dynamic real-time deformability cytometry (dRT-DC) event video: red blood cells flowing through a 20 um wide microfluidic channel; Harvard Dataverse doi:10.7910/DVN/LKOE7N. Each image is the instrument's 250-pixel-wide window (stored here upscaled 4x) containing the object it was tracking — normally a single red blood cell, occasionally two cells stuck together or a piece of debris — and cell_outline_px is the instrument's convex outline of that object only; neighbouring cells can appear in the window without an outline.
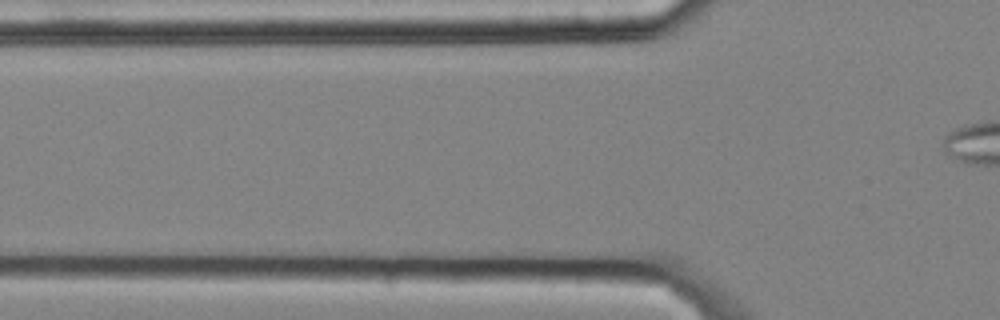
{"species": "common noctule bat (a hibernating species)", "species_latin": "Nyctalus noctula", "temperature_condition": "cold", "stored_images_in_passage": 3, "camera_frame_rate_fps": 3000, "um_per_image_px": 0.085, "animal": {"sex": "male", "body_mass_g": 20.4}, "frame": {"image": 1, "passage_image": 2, "time_ms": 0.333, "image_size_px": [1000, 320], "cell_outline_px": [[628, 236], [620, 244], [608, 244], [464, 240], [448, 236], [444, 232], [456, 228], [544, 228], [608, 232]], "centroid_in_image_um": [45.6, 20.02], "position_along_channel_um": 80.2, "area_um2": 16.01}}